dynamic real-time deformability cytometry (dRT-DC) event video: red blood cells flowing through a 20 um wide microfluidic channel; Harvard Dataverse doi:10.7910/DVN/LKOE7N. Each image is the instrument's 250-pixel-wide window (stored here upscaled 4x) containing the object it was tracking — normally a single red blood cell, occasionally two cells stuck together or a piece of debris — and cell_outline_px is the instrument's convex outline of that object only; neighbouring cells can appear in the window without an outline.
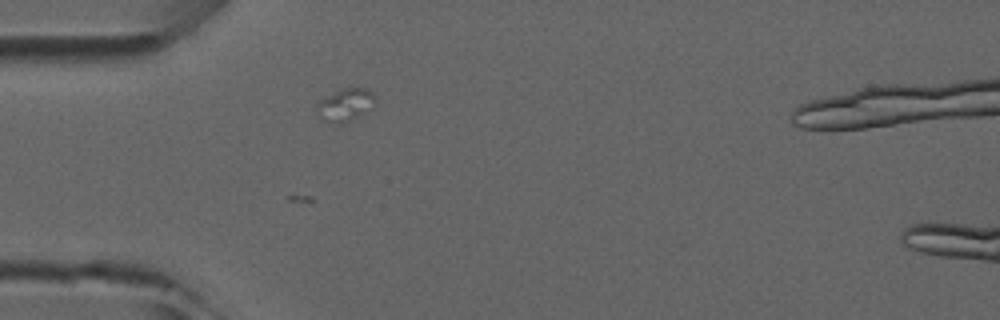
{"species": "common noctule bat (a hibernating species)", "species_latin": "Nyctalus noctula", "temperature_condition": "room temperature", "stored_images_in_passage": 35, "camera_frame_rate_fps": 3000, "um_per_image_px": 0.085, "animal": {"sex": "male", "forearm_length_mm": 52.5}, "frame": {"image": 1, "passage_image": 8, "time_ms": 2.333, "image_size_px": [1000, 320], "cell_outline_px": [[376, 100], [372, 108], [360, 116], [344, 124], [340, 124], [324, 120], [316, 112], [316, 104], [320, 100], [344, 88], [364, 88], [372, 92], [376, 96]], "centroid_in_image_um": [29.39, 8.93], "position_along_channel_um": 55.6, "area_um2": 11.1}}